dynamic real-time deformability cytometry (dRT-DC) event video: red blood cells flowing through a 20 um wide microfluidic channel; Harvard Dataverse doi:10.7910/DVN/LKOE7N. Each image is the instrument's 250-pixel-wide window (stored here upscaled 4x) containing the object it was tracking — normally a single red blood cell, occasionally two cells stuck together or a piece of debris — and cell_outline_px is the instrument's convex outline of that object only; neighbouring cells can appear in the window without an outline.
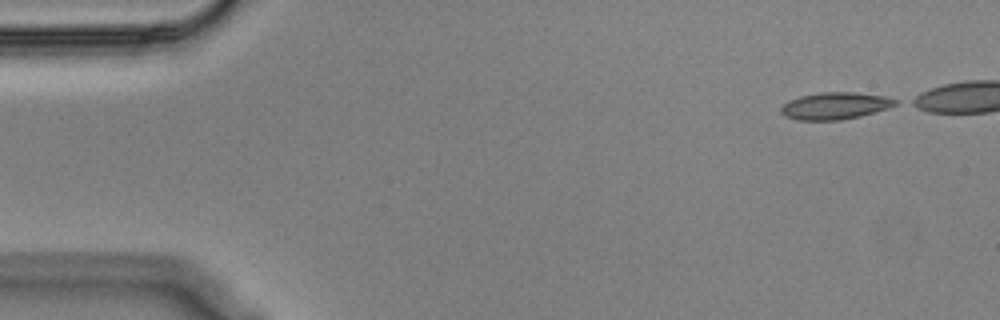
{"species": "Egyptian fruit bat (a non-hibernating species)", "species_latin": "Rousettus aegyptiacus", "temperature_condition": "cold", "stored_images_in_passage": 45, "camera_frame_rate_fps": 3000, "um_per_image_px": 0.085, "animal": {"sex": "male"}, "frame": {"image": 1, "passage_image": 1, "time_ms": 0.0, "image_size_px": [1000, 320], "cell_outline_px": [[900, 100], [896, 104], [888, 108], [860, 116], [840, 120], [796, 120], [784, 116], [780, 112], [780, 108], [788, 100], [800, 96], [820, 92], [856, 92], [884, 96]], "centroid_in_image_um": [70.96, 8.99], "position_along_channel_um": 14.0, "area_um2": 18.09}}
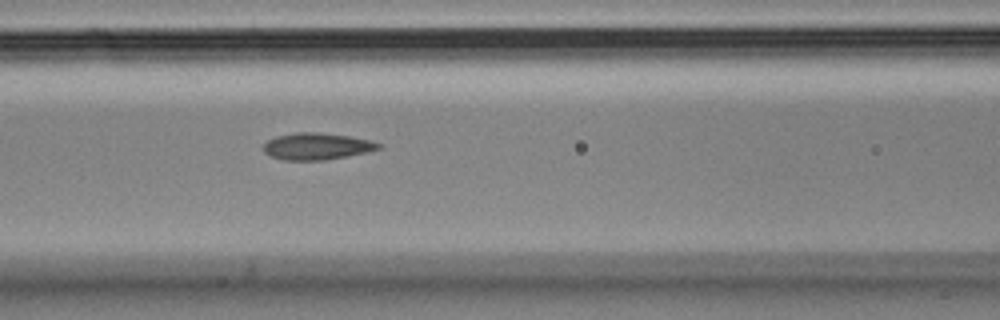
{"frame": {"image": 2, "passage_image": 20, "time_ms": 6.333, "image_size_px": [1000, 320], "cell_outline_px": [[384, 144], [380, 148], [348, 156], [324, 160], [284, 160], [272, 156], [264, 152], [264, 144], [268, 140], [276, 136], [296, 132], [316, 132], [348, 136], [372, 140]], "centroid_in_image_um": [26.94, 12.43], "position_along_channel_um": 139.7, "area_um2": 17.86}}
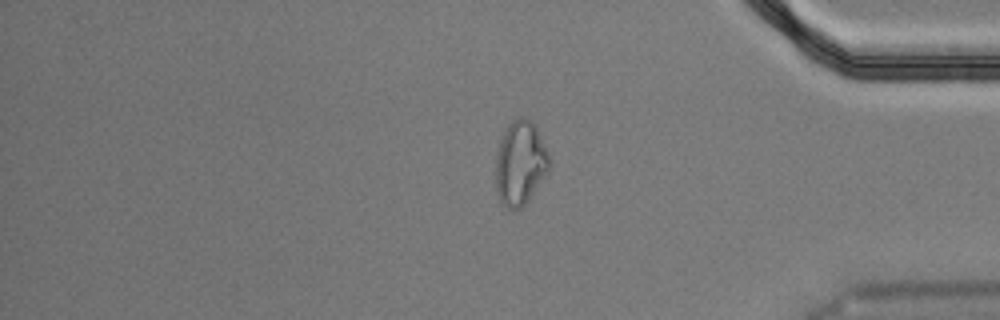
{"frame": {"image": 3, "passage_image": 43, "time_ms": 14.0, "image_size_px": [1000, 320], "cell_outline_px": [[552, 164], [548, 172], [528, 200], [520, 208], [508, 208], [500, 200], [496, 192], [496, 152], [500, 140], [508, 124], [512, 120], [520, 116], [524, 116], [536, 124], [552, 160]], "centroid_in_image_um": [44.25, 13.81], "position_along_channel_um": 390.9, "area_um2": 26.65}, "authors_computed_cell_mechanics": {"area_um2": 17.9758, "velocity_mm_per_s": 3.5829, "shape_relaxation_time_tau1_ms": null, "shape_relaxation_time_tau2_ms": 2.9299, "deformation_change_tau1": null, "deformation_change_tau2": 0.0892}}